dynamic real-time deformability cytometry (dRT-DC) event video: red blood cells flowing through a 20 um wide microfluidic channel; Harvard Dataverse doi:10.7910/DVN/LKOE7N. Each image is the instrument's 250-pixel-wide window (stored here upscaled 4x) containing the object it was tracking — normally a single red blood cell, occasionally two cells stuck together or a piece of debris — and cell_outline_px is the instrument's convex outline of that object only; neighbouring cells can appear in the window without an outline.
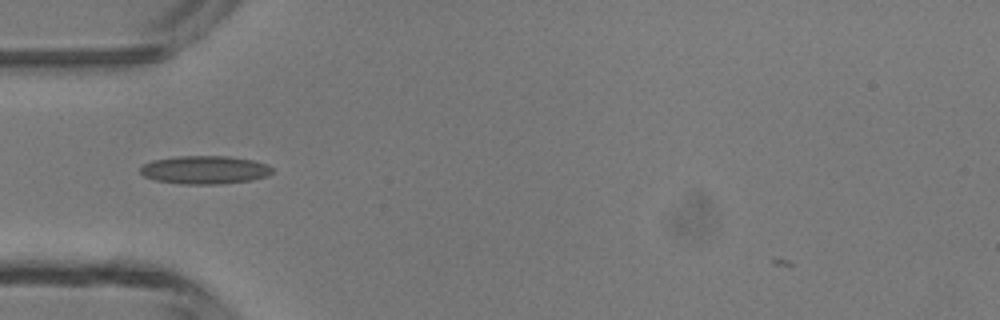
{"species": "common noctule bat (a hibernating species)", "species_latin": "Nyctalus noctula", "temperature_condition": "room temperature", "stored_images_in_passage": 35, "camera_frame_rate_fps": 3000, "um_per_image_px": 0.085, "animal": {"sex": "male", "body_mass_g": 13.3}, "frame": {"image": 1, "passage_image": 4, "time_ms": 1.0, "image_size_px": [1000, 320], "cell_outline_px": [[272, 172], [268, 176], [252, 180], [220, 184], [180, 184], [156, 180], [144, 176], [140, 172], [140, 168], [144, 164], [152, 160], [176, 156], [228, 156], [252, 160], [268, 164], [272, 168]], "centroid_in_image_um": [17.41, 14.44], "position_along_channel_um": 67.6, "area_um2": 21.79}}
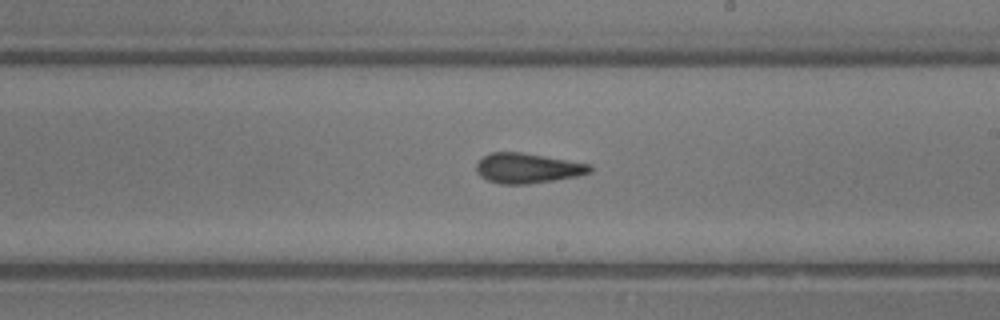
{"frame": {"image": 2, "passage_image": 16, "time_ms": 5.0, "image_size_px": [1000, 320], "cell_outline_px": [[592, 172], [576, 176], [528, 184], [500, 184], [488, 180], [480, 176], [476, 172], [476, 164], [484, 156], [492, 152], [520, 152], [592, 164]], "centroid_in_image_um": [44.84, 14.29], "position_along_channel_um": 244.2, "area_um2": 19.77}}
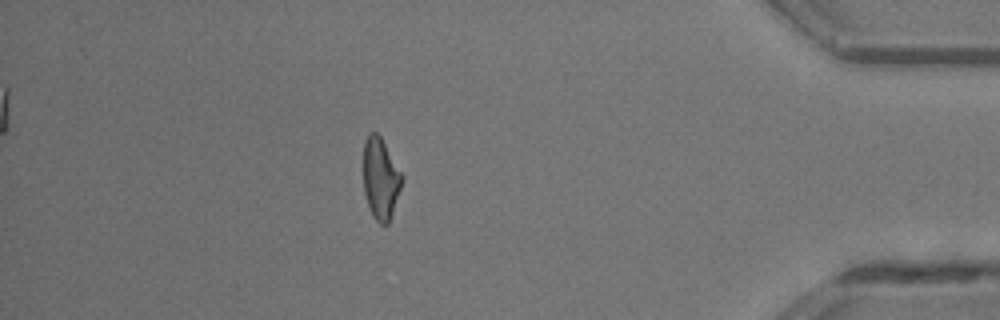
{"frame": {"image": 3, "passage_image": 30, "time_ms": 9.667, "image_size_px": [1000, 320], "cell_outline_px": [[404, 176], [388, 224], [380, 224], [372, 216], [364, 192], [364, 140], [372, 132], [376, 132], [380, 136]], "centroid_in_image_um": [32.35, 15.17], "position_along_channel_um": 402.9, "area_um2": 17.98}}